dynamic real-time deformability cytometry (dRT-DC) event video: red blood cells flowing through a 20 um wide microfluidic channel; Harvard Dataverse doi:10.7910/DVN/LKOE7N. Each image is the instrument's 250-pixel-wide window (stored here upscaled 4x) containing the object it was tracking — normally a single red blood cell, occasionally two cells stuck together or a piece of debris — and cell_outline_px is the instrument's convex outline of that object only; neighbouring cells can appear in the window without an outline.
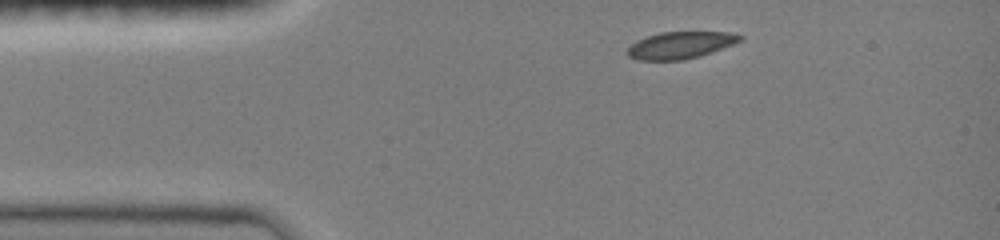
{"species": "common noctule bat (a hibernating species)", "species_latin": "Nyctalus noctula", "temperature_condition": "room temperature", "stored_images_in_passage": 12, "camera_frame_rate_fps": 3000, "um_per_image_px": 0.085, "animal": {"sex": "female", "body_mass_g": 19.0, "forearm_length_mm": 51.5}, "frame": {"image": 1, "passage_image": 1, "time_ms": 0.0, "image_size_px": [1000, 240], "cell_outline_px": [[744, 40], [712, 52], [700, 56], [684, 60], [640, 60], [628, 56], [624, 52], [636, 40], [660, 32], [728, 32], [744, 36]], "centroid_in_image_um": [57.84, 3.84], "position_along_channel_um": 27.2, "area_um2": 17.8}}
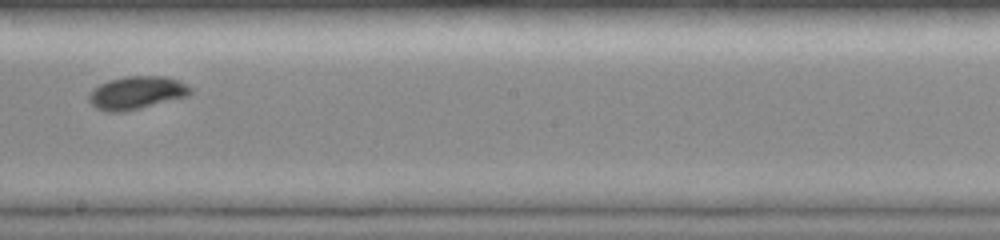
{"frame": {"image": 2, "passage_image": 7, "time_ms": 6.333, "image_size_px": [1000, 240], "cell_outline_px": [[192, 92], [188, 96], [124, 112], [108, 112], [96, 108], [88, 100], [88, 96], [92, 88], [108, 80], [124, 76], [164, 76], [180, 80], [192, 88]], "centroid_in_image_um": [11.6, 7.88], "position_along_channel_um": 236.6, "area_um2": 19.65}}
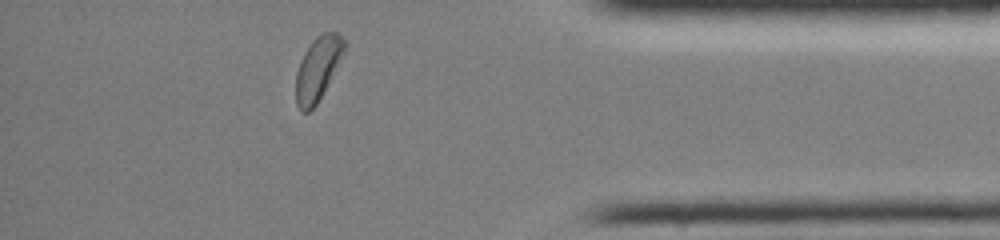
{"frame": {"image": 3, "passage_image": 12, "time_ms": 11.0, "image_size_px": [1000, 240], "cell_outline_px": [[348, 44], [316, 104], [308, 112], [300, 112], [296, 104], [296, 72], [300, 60], [304, 52], [312, 40], [316, 36], [324, 32], [336, 32]], "centroid_in_image_um": [26.98, 5.81], "position_along_channel_um": 408.2, "area_um2": 17.63}, "authors_computed_cell_mechanics": {"area_um2": 18.7272, "velocity_mm_per_s": 4.0308, "shape_relaxation_time_tau1_ms": 1.8572, "shape_relaxation_time_tau2_ms": null, "deformation_change_tau1": 0.0895, "deformation_change_tau2": null}}